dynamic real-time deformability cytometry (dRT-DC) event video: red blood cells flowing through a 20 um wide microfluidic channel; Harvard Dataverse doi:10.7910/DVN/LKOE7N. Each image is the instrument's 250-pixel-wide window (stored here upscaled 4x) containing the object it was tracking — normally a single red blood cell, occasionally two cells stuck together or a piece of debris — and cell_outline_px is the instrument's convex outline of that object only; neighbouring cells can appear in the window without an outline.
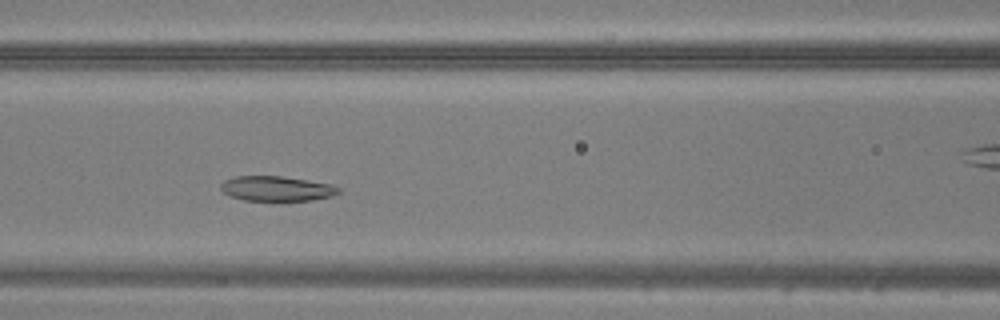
{"species": "common noctule bat (a hibernating species)", "species_latin": "Nyctalus noctula", "temperature_condition": "warm", "stored_images_in_passage": 41, "camera_frame_rate_fps": 3000, "um_per_image_px": 0.085, "animal": {"sex": "male", "body_mass_g": 20.5, "forearm_length_mm": 52.5}, "frame": {"image": 1, "passage_image": 13, "time_ms": 4.0, "image_size_px": [1000, 320], "cell_outline_px": [[340, 192], [332, 196], [312, 200], [244, 200], [232, 196], [224, 192], [220, 188], [220, 184], [224, 180], [236, 176], [280, 176], [308, 180], [332, 184], [340, 188]], "centroid_in_image_um": [23.53, 16.02], "position_along_channel_um": 143.1, "area_um2": 16.99}}
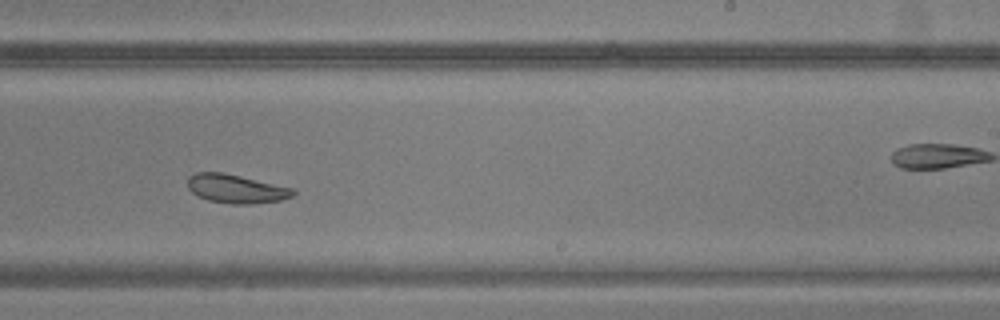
{"frame": {"image": 2, "passage_image": 22, "time_ms": 7.0, "image_size_px": [1000, 320], "cell_outline_px": [[296, 192], [292, 196], [280, 200], [252, 204], [232, 204], [208, 200], [192, 192], [188, 188], [188, 176], [196, 172], [220, 172], [240, 176], [292, 188]], "centroid_in_image_um": [20.04, 16.05], "position_along_channel_um": 269.0, "area_um2": 17.4}}
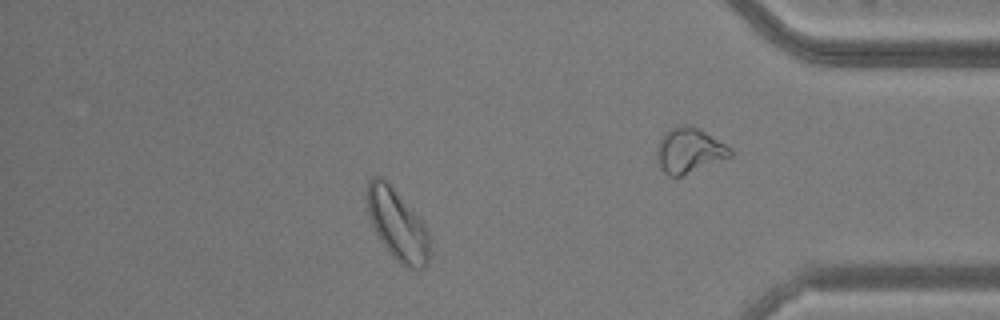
{"frame": {"image": 3, "passage_image": 34, "time_ms": 11.0, "image_size_px": [1000, 320], "cell_outline_px": [[432, 240], [428, 264], [424, 268], [416, 272], [400, 264], [392, 256], [376, 232], [372, 224], [368, 212], [368, 184], [372, 176], [380, 176], [392, 188], [428, 228]], "centroid_in_image_um": [33.86, 19.21], "position_along_channel_um": 401.3, "area_um2": 25.66}}